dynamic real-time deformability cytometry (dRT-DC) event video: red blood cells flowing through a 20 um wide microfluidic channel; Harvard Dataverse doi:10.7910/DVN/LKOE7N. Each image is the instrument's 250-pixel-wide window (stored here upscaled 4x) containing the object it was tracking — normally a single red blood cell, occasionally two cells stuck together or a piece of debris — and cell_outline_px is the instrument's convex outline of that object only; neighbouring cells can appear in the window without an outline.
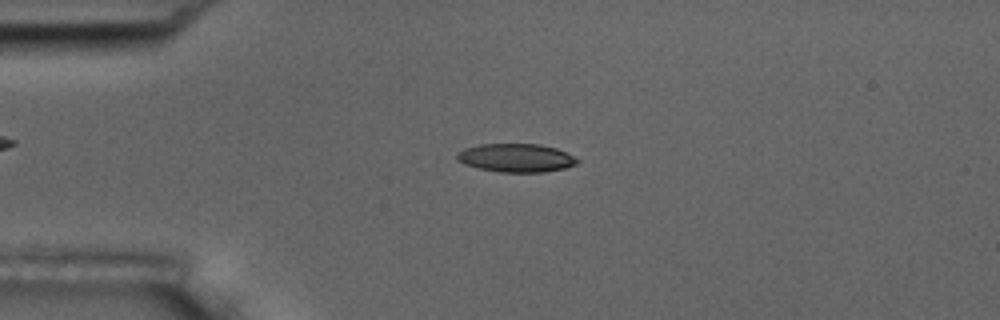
{"species": "common noctule bat (a hibernating species)", "species_latin": "Nyctalus noctula", "temperature_condition": "room temperature", "stored_images_in_passage": 4, "camera_frame_rate_fps": 3000, "um_per_image_px": 0.085, "animal": {"sex": "male", "body_mass_g": 17.5, "forearm_length_mm": 52.3}, "frame": {"image": 1, "passage_image": 3, "time_ms": 2.333, "image_size_px": [1000, 320], "cell_outline_px": [[580, 160], [576, 164], [564, 168], [544, 172], [500, 172], [480, 168], [464, 164], [456, 160], [456, 152], [464, 148], [480, 144], [540, 144], [556, 148]], "centroid_in_image_um": [43.83, 13.41], "position_along_channel_um": 41.2, "area_um2": 19.88}}